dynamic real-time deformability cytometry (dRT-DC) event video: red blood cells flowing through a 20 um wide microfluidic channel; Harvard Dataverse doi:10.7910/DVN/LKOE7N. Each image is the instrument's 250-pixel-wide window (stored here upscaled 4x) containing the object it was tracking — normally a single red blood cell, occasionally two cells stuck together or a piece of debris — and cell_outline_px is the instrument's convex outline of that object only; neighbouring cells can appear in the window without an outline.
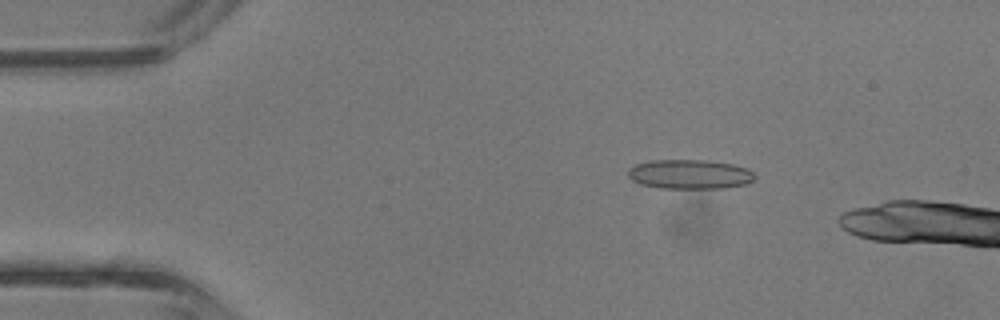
{"species": "common noctule bat (a hibernating species)", "species_latin": "Nyctalus noctula", "temperature_condition": "room temperature", "stored_images_in_passage": 12, "camera_frame_rate_fps": 3000, "um_per_image_px": 0.085, "animal": {"sex": "male", "body_mass_g": 13.3}, "frame": {"image": 1, "passage_image": 7, "time_ms": 2.0, "image_size_px": [1000, 320], "cell_outline_px": [[756, 176], [752, 180], [744, 184], [724, 188], [660, 188], [640, 184], [632, 180], [628, 176], [628, 168], [636, 164], [648, 160], [704, 160], [732, 164], [748, 168]], "centroid_in_image_um": [58.59, 14.81], "position_along_channel_um": 26.4, "area_um2": 21.73}}